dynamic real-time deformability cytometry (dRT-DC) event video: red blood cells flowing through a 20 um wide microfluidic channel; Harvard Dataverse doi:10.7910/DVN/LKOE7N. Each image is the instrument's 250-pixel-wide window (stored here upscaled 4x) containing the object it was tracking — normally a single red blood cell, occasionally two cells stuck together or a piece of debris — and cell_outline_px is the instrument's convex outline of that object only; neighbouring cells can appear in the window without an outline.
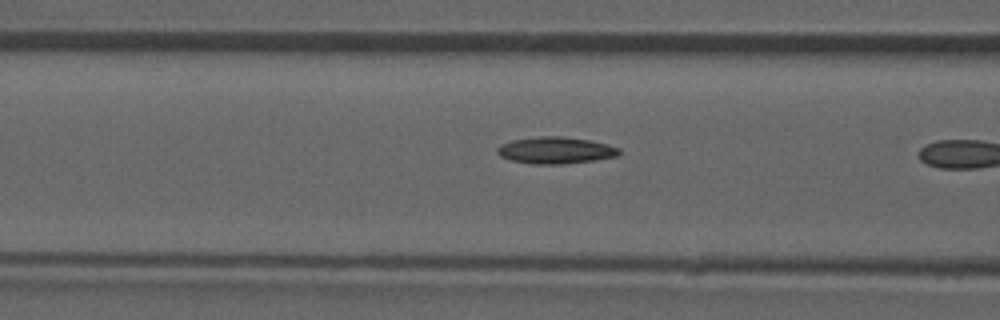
{"species": "common noctule bat (a hibernating species)", "species_latin": "Nyctalus noctula", "temperature_condition": "room temperature", "stored_images_in_passage": 12, "camera_frame_rate_fps": 3000, "um_per_image_px": 0.085, "animal": {"sex": "male", "forearm_length_mm": 52.5}, "frame": {"image": 1, "passage_image": 10, "time_ms": 3.0, "image_size_px": [1000, 320], "cell_outline_px": [[620, 152], [616, 156], [596, 160], [564, 164], [532, 164], [508, 160], [500, 156], [496, 152], [496, 148], [500, 144], [512, 140], [540, 136], [564, 136], [588, 140], [608, 144], [620, 148]], "centroid_in_image_um": [47.19, 12.78], "position_along_channel_um": 119.4, "area_um2": 19.19}}